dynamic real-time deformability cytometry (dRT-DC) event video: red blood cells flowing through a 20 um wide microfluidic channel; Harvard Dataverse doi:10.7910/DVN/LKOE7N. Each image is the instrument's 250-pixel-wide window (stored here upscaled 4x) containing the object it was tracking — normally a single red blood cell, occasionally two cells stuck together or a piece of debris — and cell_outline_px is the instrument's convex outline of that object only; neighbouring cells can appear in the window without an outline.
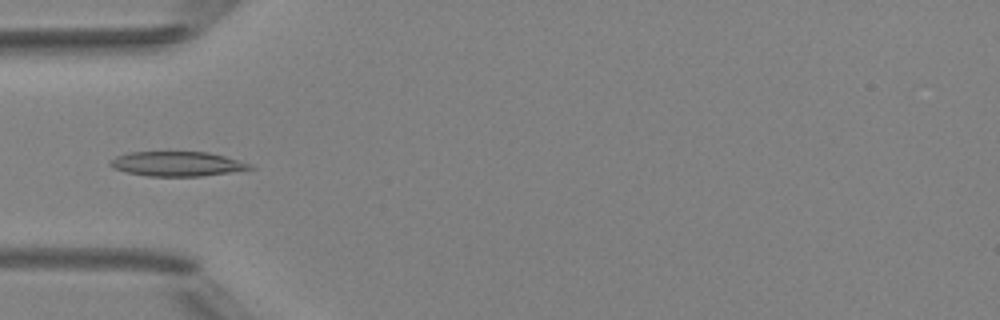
{"species": "Egyptian fruit bat (a non-hibernating species)", "species_latin": "Rousettus aegyptiacus", "temperature_condition": "room temperature", "stored_images_in_passage": 42, "camera_frame_rate_fps": 3000, "um_per_image_px": 0.085, "animal": {"sex": "female"}, "frame": {"image": 1, "passage_image": 9, "time_ms": 2.667, "image_size_px": [1000, 320], "cell_outline_px": [[256, 168], [200, 176], [148, 176], [128, 172], [116, 168], [108, 164], [116, 156], [128, 152], [208, 152], [224, 156], [252, 164]], "centroid_in_image_um": [15.07, 13.92], "position_along_channel_um": 69.9, "area_um2": 19.77}}
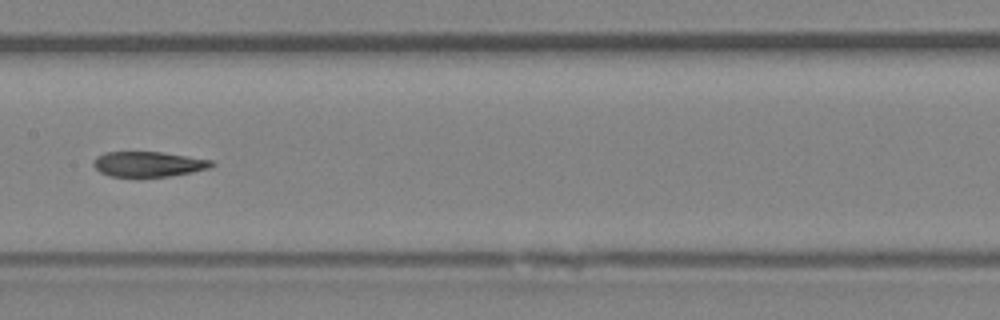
{"frame": {"image": 2, "passage_image": 18, "time_ms": 5.667, "image_size_px": [1000, 320], "cell_outline_px": [[216, 164], [208, 168], [192, 172], [168, 176], [140, 180], [136, 180], [112, 176], [100, 172], [92, 164], [92, 160], [96, 156], [104, 152], [160, 152], [212, 160]], "centroid_in_image_um": [12.55, 13.99], "position_along_channel_um": 194.9, "area_um2": 18.03}}
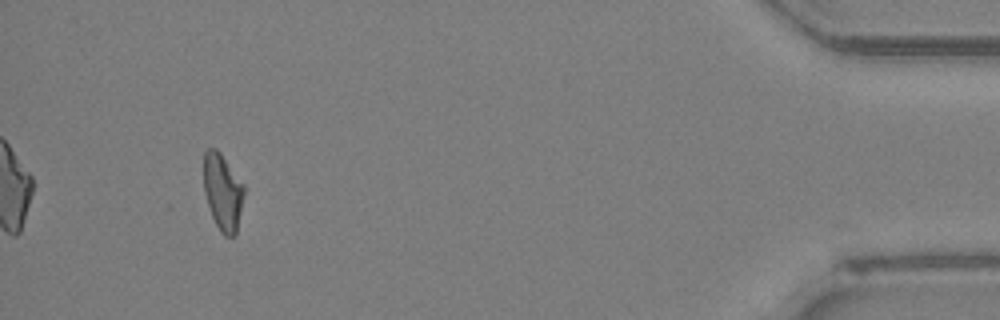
{"frame": {"image": 3, "passage_image": 39, "time_ms": 12.667, "image_size_px": [1000, 320], "cell_outline_px": [[244, 196], [236, 236], [224, 236], [220, 232], [212, 216], [204, 192], [204, 152], [208, 148], [216, 148], [220, 152], [244, 184]], "centroid_in_image_um": [18.94, 16.33], "position_along_channel_um": 416.3, "area_um2": 18.09}, "authors_computed_cell_mechanics": {"area_um2": 18.2648, "velocity_mm_per_s": 4.1755, "shape_relaxation_time_tau1_ms": null, "shape_relaxation_time_tau2_ms": 3.4941, "deformation_change_tau1": null, "deformation_change_tau2": 0.1015}}